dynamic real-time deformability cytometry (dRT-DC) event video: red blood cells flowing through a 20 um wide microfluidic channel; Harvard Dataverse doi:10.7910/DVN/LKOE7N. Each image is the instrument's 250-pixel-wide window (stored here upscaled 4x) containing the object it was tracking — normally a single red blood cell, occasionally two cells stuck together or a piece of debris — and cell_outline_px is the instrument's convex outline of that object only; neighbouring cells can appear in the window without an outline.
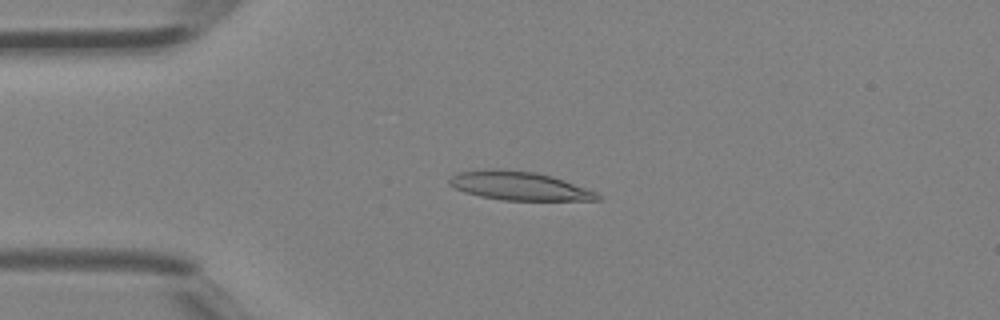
{"species": "Egyptian fruit bat (a non-hibernating species)", "species_latin": "Rousettus aegyptiacus", "temperature_condition": "room temperature", "stored_images_in_passage": 38, "camera_frame_rate_fps": 3000, "um_per_image_px": 0.085, "animal": {"sex": "female"}, "frame": {"image": 1, "passage_image": 7, "time_ms": 2.0, "image_size_px": [1000, 320], "cell_outline_px": [[604, 200], [500, 200], [480, 196], [464, 192], [448, 184], [448, 180], [456, 172], [492, 168], [496, 168], [536, 172], [552, 176], [596, 192], [604, 196]], "centroid_in_image_um": [44.12, 15.8], "position_along_channel_um": 40.9, "area_um2": 24.85}}
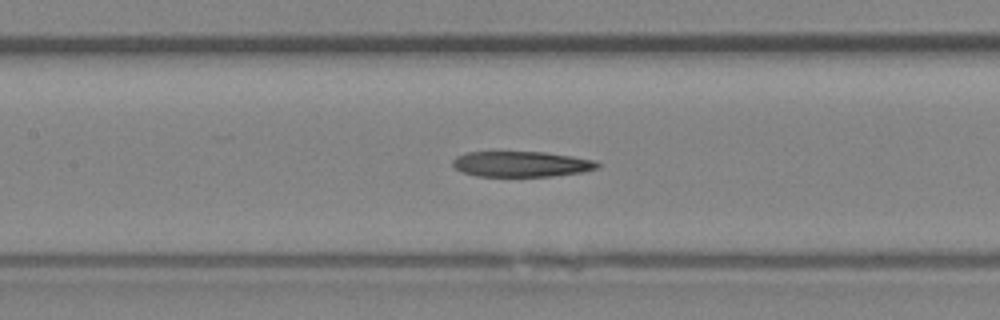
{"frame": {"image": 2, "passage_image": 16, "time_ms": 5.0, "image_size_px": [1000, 320], "cell_outline_px": [[600, 168], [584, 172], [552, 176], [476, 176], [464, 172], [456, 168], [452, 164], [452, 160], [456, 156], [468, 152], [544, 152], [572, 156], [596, 160], [600, 164]], "centroid_in_image_um": [44.36, 13.94], "position_along_channel_um": 163.0, "area_um2": 21.62}}
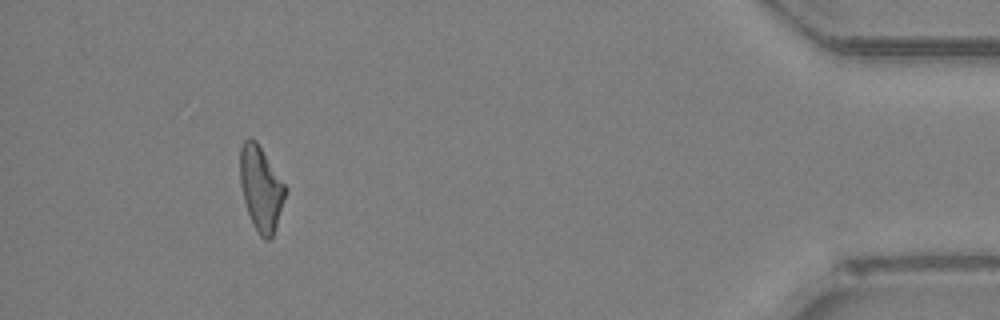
{"frame": {"image": 3, "passage_image": 35, "time_ms": 11.333, "image_size_px": [1000, 320], "cell_outline_px": [[288, 188], [276, 228], [272, 236], [268, 240], [264, 240], [260, 236], [248, 212], [244, 200], [240, 184], [240, 148], [244, 140], [248, 136], [252, 136], [256, 140]], "centroid_in_image_um": [22.19, 15.97], "position_along_channel_um": 413.0, "area_um2": 22.37}}